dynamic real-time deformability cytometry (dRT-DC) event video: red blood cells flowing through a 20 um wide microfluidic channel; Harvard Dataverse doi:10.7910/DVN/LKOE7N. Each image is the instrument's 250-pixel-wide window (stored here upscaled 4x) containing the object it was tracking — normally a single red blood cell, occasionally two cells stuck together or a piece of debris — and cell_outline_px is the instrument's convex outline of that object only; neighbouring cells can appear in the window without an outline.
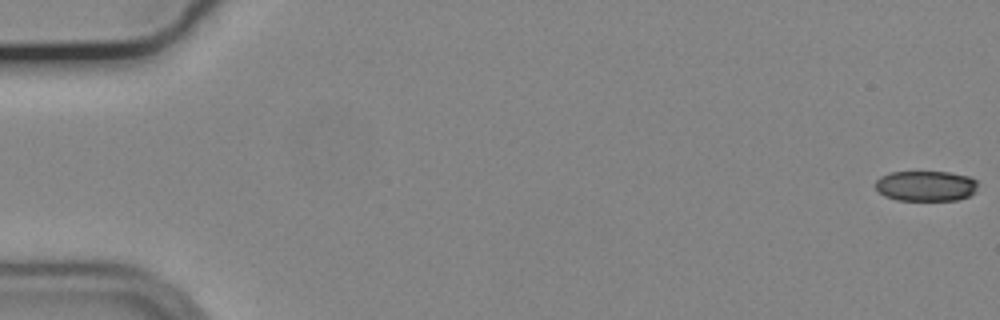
{"species": "common noctule bat (a hibernating species)", "species_latin": "Nyctalus noctula", "temperature_condition": "cold", "stored_images_in_passage": 17, "camera_frame_rate_fps": 3000, "um_per_image_px": 0.085, "animal": {"sex": "male", "body_mass_g": 19.2, "forearm_length_mm": 51.8}, "frame": {"image": 1, "passage_image": 1, "time_ms": 0.0, "image_size_px": [1000, 320], "cell_outline_px": [[976, 192], [968, 196], [956, 200], [896, 200], [884, 196], [876, 188], [876, 180], [880, 176], [888, 172], [948, 172], [968, 176], [976, 180]], "centroid_in_image_um": [78.67, 15.8], "position_along_channel_um": 6.3, "area_um2": 18.15}}